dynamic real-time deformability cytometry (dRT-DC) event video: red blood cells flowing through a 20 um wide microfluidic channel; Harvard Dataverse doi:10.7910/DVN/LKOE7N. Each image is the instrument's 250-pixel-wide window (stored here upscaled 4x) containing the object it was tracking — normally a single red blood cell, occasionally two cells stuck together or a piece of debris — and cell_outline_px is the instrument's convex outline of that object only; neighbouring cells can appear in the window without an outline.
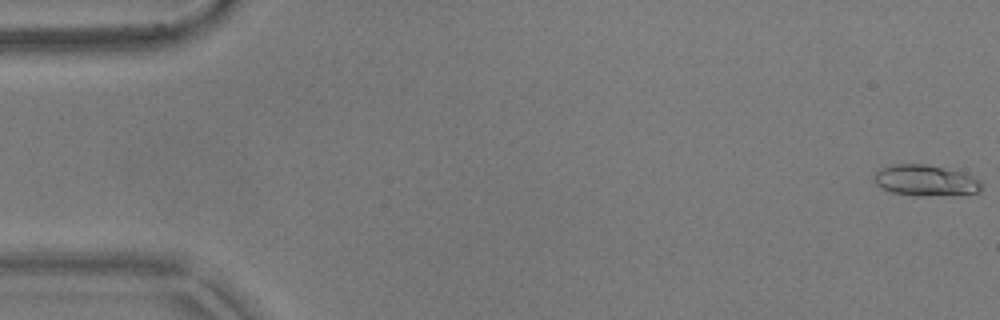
{"species": "common noctule bat (a hibernating species)", "species_latin": "Nyctalus noctula", "temperature_condition": "warm", "stored_images_in_passage": 12, "camera_frame_rate_fps": 3000, "um_per_image_px": 0.085, "animal": {"sex": "male", "body_mass_g": 17.9}, "frame": {"image": 1, "passage_image": 1, "time_ms": 0.0, "image_size_px": [1000, 320], "cell_outline_px": [[980, 188], [976, 192], [920, 196], [892, 192], [880, 188], [876, 184], [876, 172], [880, 168], [896, 164], [924, 164], [960, 172], [972, 176], [980, 180]], "centroid_in_image_um": [78.61, 15.33], "position_along_channel_um": 6.4, "area_um2": 18.73}}